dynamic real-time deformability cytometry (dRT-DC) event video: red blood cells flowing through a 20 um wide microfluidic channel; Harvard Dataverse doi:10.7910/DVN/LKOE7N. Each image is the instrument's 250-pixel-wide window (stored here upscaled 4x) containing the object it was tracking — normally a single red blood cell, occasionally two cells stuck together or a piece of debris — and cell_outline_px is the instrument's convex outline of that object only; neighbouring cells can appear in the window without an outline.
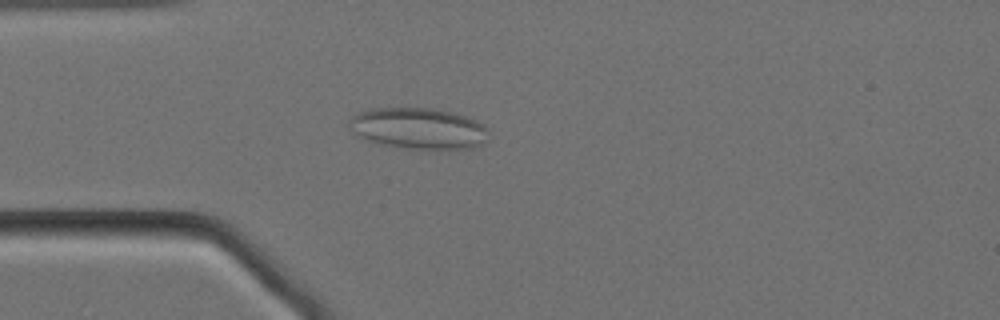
{"species": "Egyptian fruit bat (a non-hibernating species)", "species_latin": "Rousettus aegyptiacus", "temperature_condition": "cold", "stored_images_in_passage": 58, "camera_frame_rate_fps": 3000, "um_per_image_px": 0.085, "animal": {"sex": "female"}, "frame": {"image": 1, "passage_image": 15, "time_ms": 4.667, "image_size_px": [1000, 320], "cell_outline_px": [[488, 140], [476, 148], [404, 148], [380, 144], [356, 136], [352, 132], [348, 124], [348, 120], [352, 116], [360, 112], [376, 108], [432, 108], [452, 112], [468, 116], [484, 124], [488, 128]], "centroid_in_image_um": [35.59, 10.91], "position_along_channel_um": 49.4, "area_um2": 33.64}}
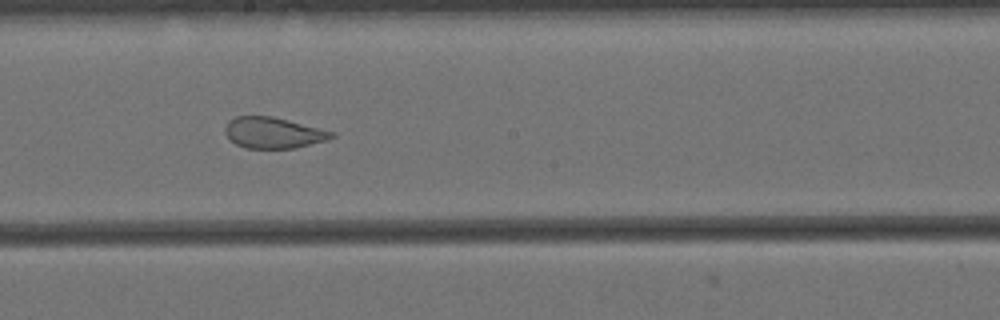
{"frame": {"image": 2, "passage_image": 31, "time_ms": 10.0, "image_size_px": [1000, 320], "cell_outline_px": [[336, 136], [328, 140], [296, 148], [244, 148], [236, 144], [224, 132], [224, 128], [228, 120], [236, 116], [272, 116], [336, 132]], "centroid_in_image_um": [23.25, 11.28], "position_along_channel_um": 225.0, "area_um2": 19.36}}
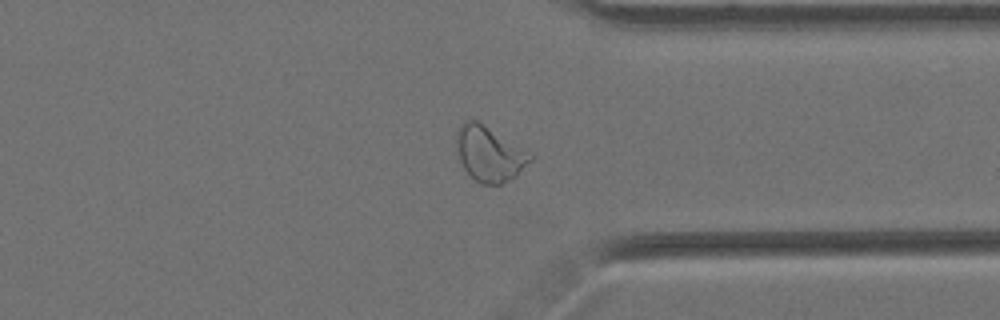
{"frame": {"image": 3, "passage_image": 44, "time_ms": 14.333, "image_size_px": [1000, 320], "cell_outline_px": [[532, 160], [516, 176], [500, 184], [480, 184], [464, 168], [460, 160], [456, 148], [456, 132], [460, 124], [464, 120], [476, 120], [532, 152]], "centroid_in_image_um": [41.6, 13.06], "position_along_channel_um": 369.8, "area_um2": 23.7}, "authors_computed_cell_mechanics": {"area_um2": 25.8077, "velocity_mm_per_s": 3.4114, "shape_relaxation_time_tau1_ms": null, "shape_relaxation_time_tau2_ms": 0.8624, "deformation_change_tau1": null, "deformation_change_tau2": 0.0711}}